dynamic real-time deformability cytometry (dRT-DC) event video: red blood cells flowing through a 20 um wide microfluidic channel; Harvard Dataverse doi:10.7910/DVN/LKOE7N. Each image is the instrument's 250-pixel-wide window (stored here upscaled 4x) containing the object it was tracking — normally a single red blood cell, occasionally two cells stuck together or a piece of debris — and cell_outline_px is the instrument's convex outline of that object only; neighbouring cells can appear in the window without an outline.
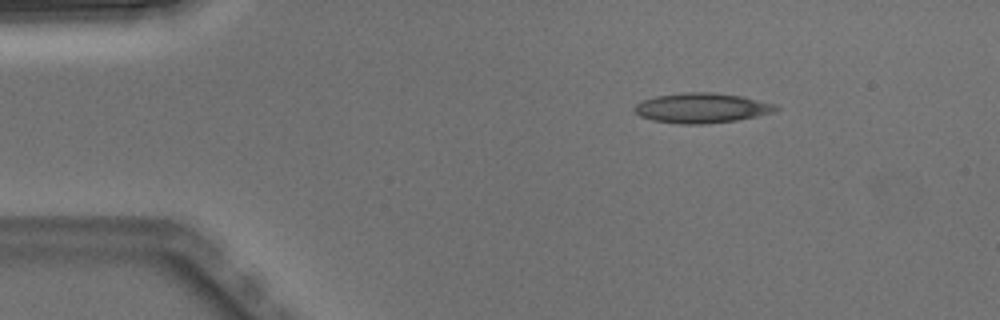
{"species": "Egyptian fruit bat (a non-hibernating species)", "species_latin": "Rousettus aegyptiacus", "temperature_condition": "warm", "stored_images_in_passage": 4, "camera_frame_rate_fps": 3000, "um_per_image_px": 0.085, "animal": {"sex": "male"}, "frame": {"image": 1, "passage_image": 2, "time_ms": 0.333, "image_size_px": [1000, 320], "cell_outline_px": [[780, 108], [776, 112], [736, 120], [704, 124], [680, 124], [652, 120], [640, 116], [632, 108], [636, 104], [644, 100], [656, 96], [684, 92], [712, 92], [744, 96], [776, 104]], "centroid_in_image_um": [59.68, 9.17], "position_along_channel_um": 25.3, "area_um2": 24.8}}
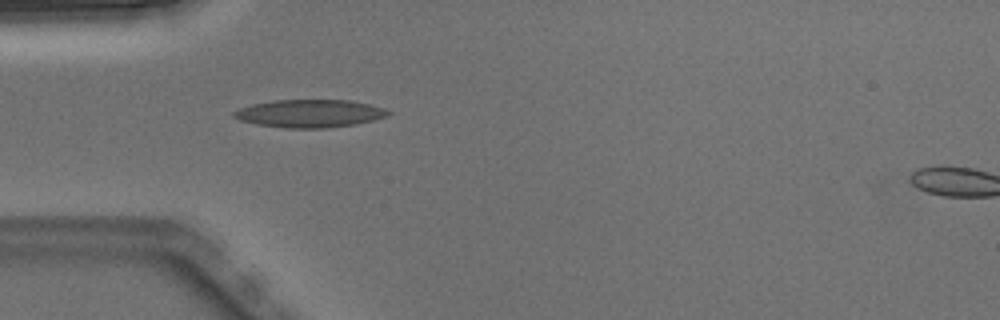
{"frame": {"image": 2, "passage_image": 3, "time_ms": 0.667, "image_size_px": [1000, 320], "cell_outline_px": [[392, 112], [388, 116], [356, 124], [328, 128], [288, 128], [256, 124], [240, 120], [232, 116], [232, 112], [240, 108], [252, 104], [272, 100], [352, 100], [384, 108]], "centroid_in_image_um": [26.32, 9.64], "position_along_channel_um": 58.7, "area_um2": 25.09}}